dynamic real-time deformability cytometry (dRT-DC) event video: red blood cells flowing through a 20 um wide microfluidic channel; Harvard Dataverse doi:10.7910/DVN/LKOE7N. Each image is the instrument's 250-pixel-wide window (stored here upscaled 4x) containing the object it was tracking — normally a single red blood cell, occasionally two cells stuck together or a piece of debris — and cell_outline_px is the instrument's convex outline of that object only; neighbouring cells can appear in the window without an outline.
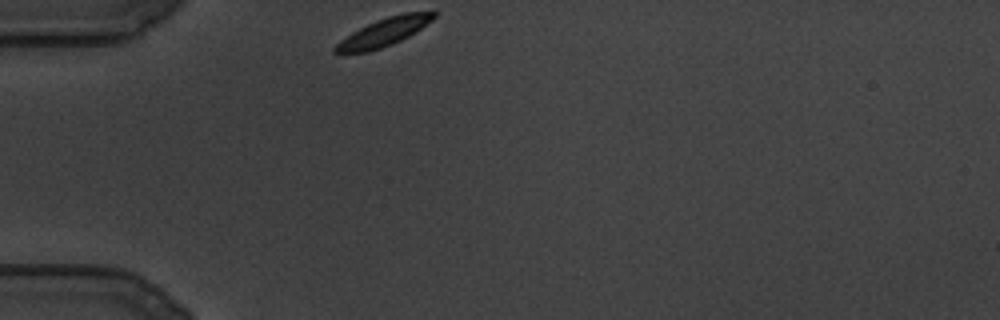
{"species": "common noctule bat (a hibernating species)", "species_latin": "Nyctalus noctula", "temperature_condition": "cold", "stored_images_in_passage": 72, "camera_frame_rate_fps": 3000, "um_per_image_px": 0.085, "animal": {"sex": "male", "body_mass_g": 19.5, "forearm_length_mm": 54.6}, "frame": {"image": 1, "passage_image": 1, "time_ms": 0.0, "image_size_px": [1000, 320], "cell_outline_px": [[436, 16], [432, 20], [408, 36], [392, 44], [368, 52], [340, 56], [332, 52], [332, 48], [340, 40], [352, 32], [376, 20], [388, 16], [404, 12], [436, 12]], "centroid_in_image_um": [32.5, 2.79], "position_along_channel_um": 52.5, "area_um2": 16.24}}
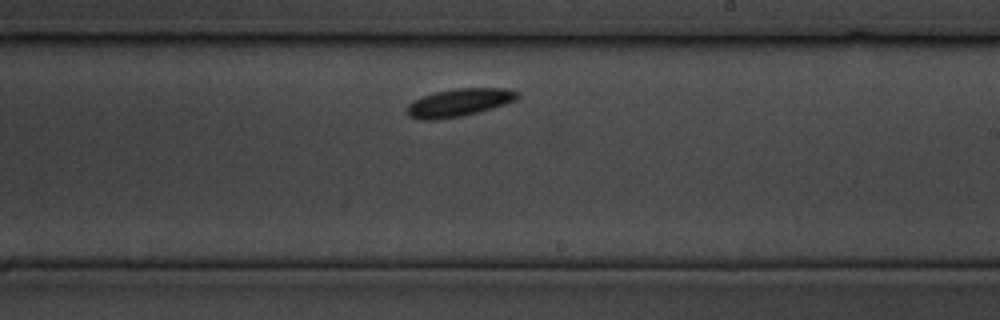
{"frame": {"image": 2, "passage_image": 42, "time_ms": 13.667, "image_size_px": [1000, 320], "cell_outline_px": [[520, 96], [516, 100], [504, 104], [476, 112], [460, 116], [436, 120], [420, 120], [408, 116], [408, 104], [412, 100], [420, 96], [436, 92], [456, 88], [504, 88], [520, 92]], "centroid_in_image_um": [38.99, 8.71], "position_along_channel_um": 250.0, "area_um2": 17.86}}
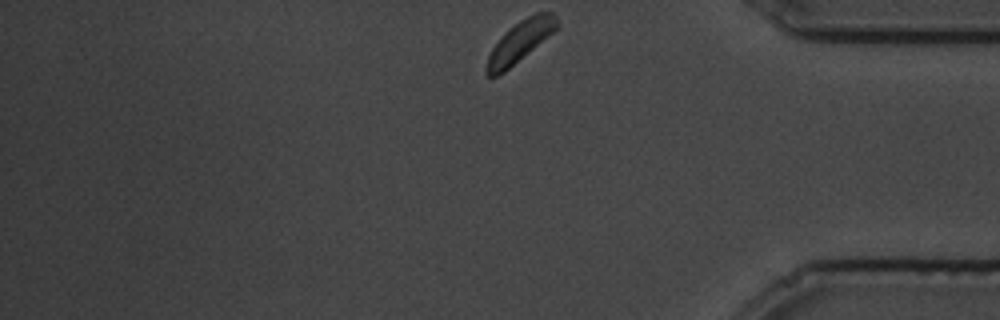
{"frame": {"image": 3, "passage_image": 72, "time_ms": 23.667, "image_size_px": [1000, 320], "cell_outline_px": [[560, 24], [548, 36], [504, 72], [496, 76], [488, 76], [484, 72], [484, 68], [488, 56], [492, 48], [504, 32], [520, 20], [536, 12], [552, 12], [556, 16]], "centroid_in_image_um": [44.17, 3.52], "position_along_channel_um": 391.0, "area_um2": 16.59}}